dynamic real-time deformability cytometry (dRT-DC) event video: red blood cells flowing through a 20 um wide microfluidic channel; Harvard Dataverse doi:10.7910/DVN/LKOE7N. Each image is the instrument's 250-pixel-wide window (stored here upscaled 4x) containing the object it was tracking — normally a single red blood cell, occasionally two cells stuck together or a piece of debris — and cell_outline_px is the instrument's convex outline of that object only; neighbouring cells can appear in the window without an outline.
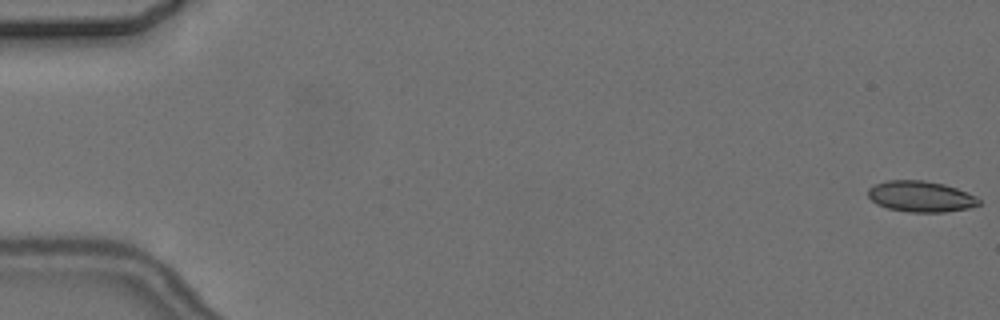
{"species": "common noctule bat (a hibernating species)", "species_latin": "Nyctalus noctula", "temperature_condition": "cold", "stored_images_in_passage": 10, "camera_frame_rate_fps": 3000, "um_per_image_px": 0.085, "animal": {"sex": "female", "body_mass_g": 24.6, "forearm_length_mm": 56.2}, "frame": {"image": 1, "passage_image": 1, "time_ms": 0.0, "image_size_px": [1000, 320], "cell_outline_px": [[980, 204], [968, 208], [944, 212], [908, 212], [888, 208], [876, 204], [868, 196], [868, 188], [872, 184], [888, 180], [924, 180], [944, 184], [968, 192], [976, 196], [980, 200]], "centroid_in_image_um": [78.25, 16.69], "position_along_channel_um": 6.8, "area_um2": 20.11}}
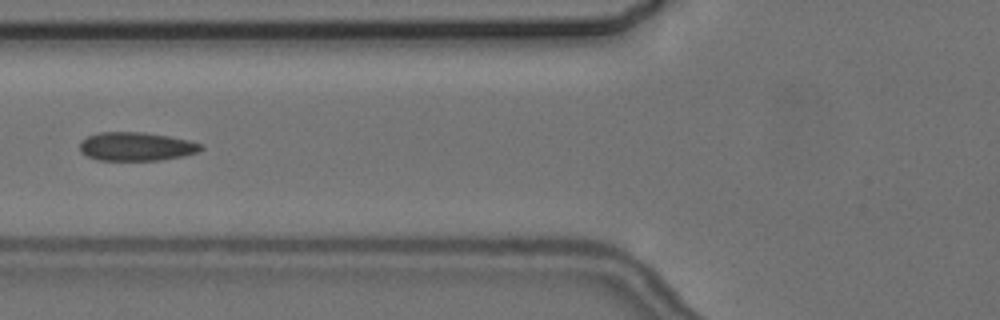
{"frame": {"image": 2, "passage_image": 6, "time_ms": 7.333, "image_size_px": [1000, 320], "cell_outline_px": [[204, 148], [196, 152], [184, 156], [160, 160], [96, 160], [80, 152], [80, 140], [88, 136], [100, 132], [144, 132], [168, 136], [188, 140], [204, 144]], "centroid_in_image_um": [11.58, 12.45], "position_along_channel_um": 114.2, "area_um2": 20.29}}
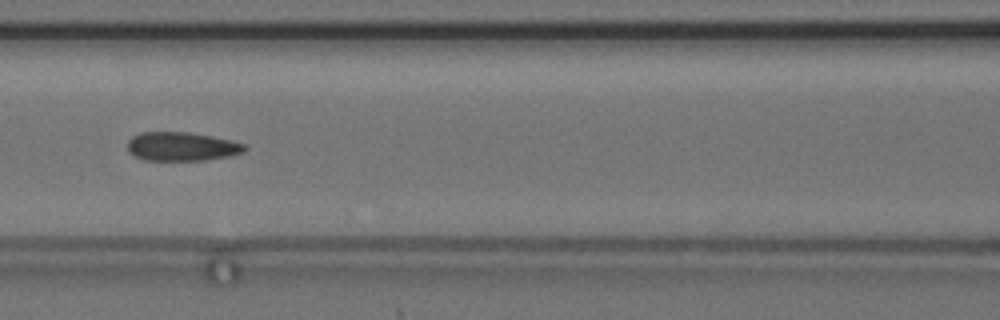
{"frame": {"image": 3, "passage_image": 7, "time_ms": 8.333, "image_size_px": [1000, 320], "cell_outline_px": [[248, 148], [244, 152], [228, 156], [204, 160], [144, 160], [128, 152], [128, 140], [132, 136], [140, 132], [188, 132], [212, 136], [244, 144]], "centroid_in_image_um": [15.42, 12.45], "position_along_channel_um": 151.2, "area_um2": 19.59}}